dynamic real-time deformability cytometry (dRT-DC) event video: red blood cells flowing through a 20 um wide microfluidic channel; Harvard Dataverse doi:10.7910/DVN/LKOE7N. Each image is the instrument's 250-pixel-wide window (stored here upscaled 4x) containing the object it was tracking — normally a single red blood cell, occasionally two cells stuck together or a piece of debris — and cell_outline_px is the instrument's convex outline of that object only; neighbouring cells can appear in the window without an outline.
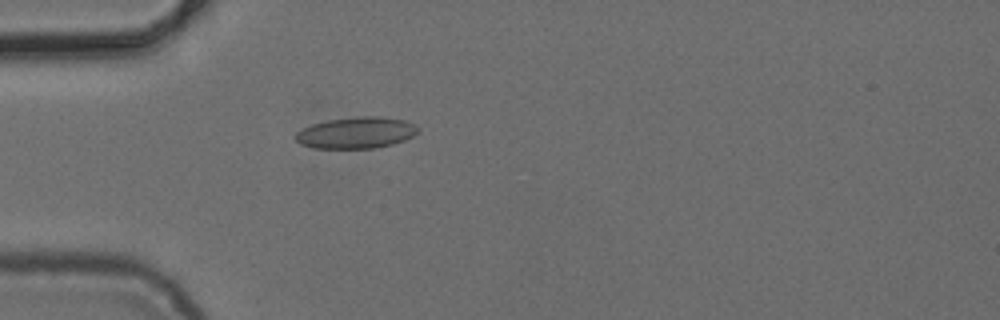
{"species": "common noctule bat (a hibernating species)", "species_latin": "Nyctalus noctula", "temperature_condition": "cold", "stored_images_in_passage": 4, "camera_frame_rate_fps": 3000, "um_per_image_px": 0.085, "animal": {"sex": "female", "body_mass_g": 24.6, "forearm_length_mm": 56.2}, "frame": {"image": 1, "passage_image": 4, "time_ms": 4.333, "image_size_px": [1000, 320], "cell_outline_px": [[420, 132], [404, 140], [392, 144], [376, 148], [312, 148], [300, 144], [292, 136], [296, 132], [312, 124], [328, 120], [360, 116], [384, 116], [404, 120], [420, 128]], "centroid_in_image_um": [30.27, 11.28], "position_along_channel_um": 54.7, "area_um2": 22.54}}